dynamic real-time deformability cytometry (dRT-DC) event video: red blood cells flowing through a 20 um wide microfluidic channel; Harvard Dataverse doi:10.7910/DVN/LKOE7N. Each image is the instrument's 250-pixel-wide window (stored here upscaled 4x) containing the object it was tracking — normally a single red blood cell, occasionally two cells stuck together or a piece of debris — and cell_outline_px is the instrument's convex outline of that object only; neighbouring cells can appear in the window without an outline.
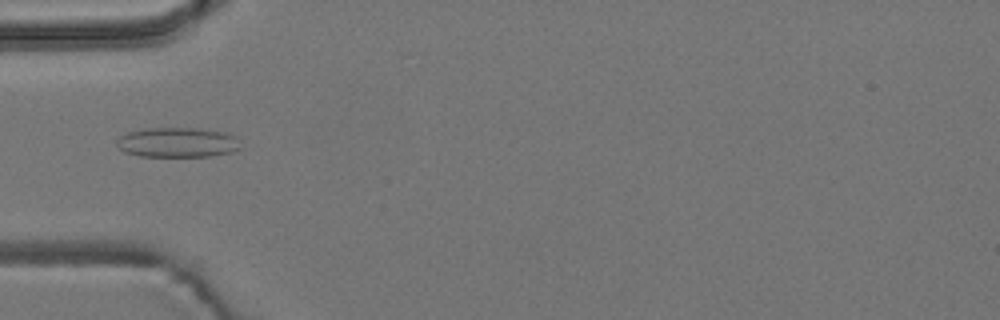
{"species": "common noctule bat (a hibernating species)", "species_latin": "Nyctalus noctula", "temperature_condition": "room temperature", "stored_images_in_passage": 5, "camera_frame_rate_fps": 3000, "um_per_image_px": 0.085, "animal": {"sex": "male", "body_mass_g": 19.2, "forearm_length_mm": 51.8}, "frame": {"image": 1, "passage_image": 4, "time_ms": 1.0, "image_size_px": [1000, 320], "cell_outline_px": [[240, 148], [232, 152], [208, 156], [140, 156], [124, 152], [116, 144], [116, 140], [120, 136], [128, 132], [144, 128], [196, 128], [228, 132], [236, 136]], "centroid_in_image_um": [15.08, 12.09], "position_along_channel_um": 69.9, "area_um2": 21.62}}